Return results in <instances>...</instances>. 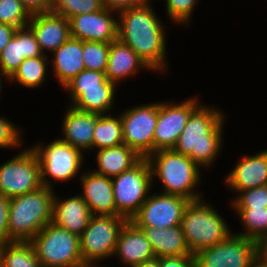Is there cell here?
<instances>
[{
  "label": "cell",
  "instance_id": "5bb4252c",
  "mask_svg": "<svg viewBox=\"0 0 267 267\" xmlns=\"http://www.w3.org/2000/svg\"><path fill=\"white\" fill-rule=\"evenodd\" d=\"M189 202L185 197L153 190L131 221L136 226L158 229L178 226Z\"/></svg>",
  "mask_w": 267,
  "mask_h": 267
},
{
  "label": "cell",
  "instance_id": "7c38bea8",
  "mask_svg": "<svg viewBox=\"0 0 267 267\" xmlns=\"http://www.w3.org/2000/svg\"><path fill=\"white\" fill-rule=\"evenodd\" d=\"M198 95L184 100L162 99L158 101V120L154 132V152L173 149L181 132L187 124L190 114L203 102ZM176 100V101H175Z\"/></svg>",
  "mask_w": 267,
  "mask_h": 267
},
{
  "label": "cell",
  "instance_id": "e0dca14e",
  "mask_svg": "<svg viewBox=\"0 0 267 267\" xmlns=\"http://www.w3.org/2000/svg\"><path fill=\"white\" fill-rule=\"evenodd\" d=\"M80 181V182H79ZM82 196L92 215L117 216L112 178L95 173L85 167L77 181Z\"/></svg>",
  "mask_w": 267,
  "mask_h": 267
},
{
  "label": "cell",
  "instance_id": "8d00e7d4",
  "mask_svg": "<svg viewBox=\"0 0 267 267\" xmlns=\"http://www.w3.org/2000/svg\"><path fill=\"white\" fill-rule=\"evenodd\" d=\"M31 14L20 0H0V23L14 27H26Z\"/></svg>",
  "mask_w": 267,
  "mask_h": 267
},
{
  "label": "cell",
  "instance_id": "9c48e42d",
  "mask_svg": "<svg viewBox=\"0 0 267 267\" xmlns=\"http://www.w3.org/2000/svg\"><path fill=\"white\" fill-rule=\"evenodd\" d=\"M112 184L117 214L131 221L154 190L149 161L143 158L132 169L112 177Z\"/></svg>",
  "mask_w": 267,
  "mask_h": 267
},
{
  "label": "cell",
  "instance_id": "d6a6232c",
  "mask_svg": "<svg viewBox=\"0 0 267 267\" xmlns=\"http://www.w3.org/2000/svg\"><path fill=\"white\" fill-rule=\"evenodd\" d=\"M164 4L165 17L167 24L178 26L181 28H189L193 26V13L198 8L197 5L201 4L202 0H161ZM170 22V23H169ZM192 23V24H191Z\"/></svg>",
  "mask_w": 267,
  "mask_h": 267
},
{
  "label": "cell",
  "instance_id": "44dd1931",
  "mask_svg": "<svg viewBox=\"0 0 267 267\" xmlns=\"http://www.w3.org/2000/svg\"><path fill=\"white\" fill-rule=\"evenodd\" d=\"M66 195L62 196L55 191L52 222L80 236L88 226L92 214L80 194Z\"/></svg>",
  "mask_w": 267,
  "mask_h": 267
},
{
  "label": "cell",
  "instance_id": "bcb514c9",
  "mask_svg": "<svg viewBox=\"0 0 267 267\" xmlns=\"http://www.w3.org/2000/svg\"><path fill=\"white\" fill-rule=\"evenodd\" d=\"M7 83L5 86H7L9 83H8V79L0 73V98L2 100L3 98V93H5L4 91V84Z\"/></svg>",
  "mask_w": 267,
  "mask_h": 267
},
{
  "label": "cell",
  "instance_id": "30bf717a",
  "mask_svg": "<svg viewBox=\"0 0 267 267\" xmlns=\"http://www.w3.org/2000/svg\"><path fill=\"white\" fill-rule=\"evenodd\" d=\"M17 154L0 164V194L8 198L24 195L42 187L40 164L29 145H23ZM14 154V155H13Z\"/></svg>",
  "mask_w": 267,
  "mask_h": 267
},
{
  "label": "cell",
  "instance_id": "d590c367",
  "mask_svg": "<svg viewBox=\"0 0 267 267\" xmlns=\"http://www.w3.org/2000/svg\"><path fill=\"white\" fill-rule=\"evenodd\" d=\"M10 116L0 115V149L11 150L15 152V149L21 148L25 145L24 127L20 128V125L12 122Z\"/></svg>",
  "mask_w": 267,
  "mask_h": 267
},
{
  "label": "cell",
  "instance_id": "4fadbf2b",
  "mask_svg": "<svg viewBox=\"0 0 267 267\" xmlns=\"http://www.w3.org/2000/svg\"><path fill=\"white\" fill-rule=\"evenodd\" d=\"M258 256L255 240L232 232L224 241L194 255L195 267H252Z\"/></svg>",
  "mask_w": 267,
  "mask_h": 267
},
{
  "label": "cell",
  "instance_id": "8fae6325",
  "mask_svg": "<svg viewBox=\"0 0 267 267\" xmlns=\"http://www.w3.org/2000/svg\"><path fill=\"white\" fill-rule=\"evenodd\" d=\"M158 100L120 110L123 143L142 158L154 152V132L158 120Z\"/></svg>",
  "mask_w": 267,
  "mask_h": 267
},
{
  "label": "cell",
  "instance_id": "ab89813d",
  "mask_svg": "<svg viewBox=\"0 0 267 267\" xmlns=\"http://www.w3.org/2000/svg\"><path fill=\"white\" fill-rule=\"evenodd\" d=\"M160 267H195L194 256L160 257Z\"/></svg>",
  "mask_w": 267,
  "mask_h": 267
},
{
  "label": "cell",
  "instance_id": "ac0fdd59",
  "mask_svg": "<svg viewBox=\"0 0 267 267\" xmlns=\"http://www.w3.org/2000/svg\"><path fill=\"white\" fill-rule=\"evenodd\" d=\"M64 108L60 122L61 130L58 131H61V135L57 136L89 157L87 154H92L94 128L98 114L80 111L71 105H66Z\"/></svg>",
  "mask_w": 267,
  "mask_h": 267
},
{
  "label": "cell",
  "instance_id": "277c9868",
  "mask_svg": "<svg viewBox=\"0 0 267 267\" xmlns=\"http://www.w3.org/2000/svg\"><path fill=\"white\" fill-rule=\"evenodd\" d=\"M55 191L42 186L36 191L10 198L8 243L30 242L52 222Z\"/></svg>",
  "mask_w": 267,
  "mask_h": 267
},
{
  "label": "cell",
  "instance_id": "f35d334b",
  "mask_svg": "<svg viewBox=\"0 0 267 267\" xmlns=\"http://www.w3.org/2000/svg\"><path fill=\"white\" fill-rule=\"evenodd\" d=\"M10 198L0 194V245L8 243V217Z\"/></svg>",
  "mask_w": 267,
  "mask_h": 267
},
{
  "label": "cell",
  "instance_id": "f1b7e54d",
  "mask_svg": "<svg viewBox=\"0 0 267 267\" xmlns=\"http://www.w3.org/2000/svg\"><path fill=\"white\" fill-rule=\"evenodd\" d=\"M114 113L98 114L94 128L92 155L96 150L123 144L121 117L120 114H116V111Z\"/></svg>",
  "mask_w": 267,
  "mask_h": 267
},
{
  "label": "cell",
  "instance_id": "b9f144b4",
  "mask_svg": "<svg viewBox=\"0 0 267 267\" xmlns=\"http://www.w3.org/2000/svg\"><path fill=\"white\" fill-rule=\"evenodd\" d=\"M150 1L152 0H103V3L107 9L119 12L129 7L148 3ZM155 2H159V1L155 0Z\"/></svg>",
  "mask_w": 267,
  "mask_h": 267
},
{
  "label": "cell",
  "instance_id": "1f68e13d",
  "mask_svg": "<svg viewBox=\"0 0 267 267\" xmlns=\"http://www.w3.org/2000/svg\"><path fill=\"white\" fill-rule=\"evenodd\" d=\"M118 87L116 83L106 78L104 72L84 69L62 88V92L68 95L67 98L69 97L64 104L71 105L83 93V89Z\"/></svg>",
  "mask_w": 267,
  "mask_h": 267
},
{
  "label": "cell",
  "instance_id": "e575fe53",
  "mask_svg": "<svg viewBox=\"0 0 267 267\" xmlns=\"http://www.w3.org/2000/svg\"><path fill=\"white\" fill-rule=\"evenodd\" d=\"M105 8L103 0H53L51 12L70 19Z\"/></svg>",
  "mask_w": 267,
  "mask_h": 267
},
{
  "label": "cell",
  "instance_id": "f546056e",
  "mask_svg": "<svg viewBox=\"0 0 267 267\" xmlns=\"http://www.w3.org/2000/svg\"><path fill=\"white\" fill-rule=\"evenodd\" d=\"M229 211L235 213L238 218L237 223H241V231L233 230V233L258 242L267 234V208H231L230 202L227 204ZM232 209V210H231Z\"/></svg>",
  "mask_w": 267,
  "mask_h": 267
},
{
  "label": "cell",
  "instance_id": "6da1fadb",
  "mask_svg": "<svg viewBox=\"0 0 267 267\" xmlns=\"http://www.w3.org/2000/svg\"><path fill=\"white\" fill-rule=\"evenodd\" d=\"M153 1L118 12V40L131 47L153 75L157 73L164 78L172 67L167 47L170 33Z\"/></svg>",
  "mask_w": 267,
  "mask_h": 267
},
{
  "label": "cell",
  "instance_id": "83f0119b",
  "mask_svg": "<svg viewBox=\"0 0 267 267\" xmlns=\"http://www.w3.org/2000/svg\"><path fill=\"white\" fill-rule=\"evenodd\" d=\"M119 88L83 89V93L71 104L77 110L95 114H109L117 111L116 96ZM116 109V110H115Z\"/></svg>",
  "mask_w": 267,
  "mask_h": 267
},
{
  "label": "cell",
  "instance_id": "d6986e66",
  "mask_svg": "<svg viewBox=\"0 0 267 267\" xmlns=\"http://www.w3.org/2000/svg\"><path fill=\"white\" fill-rule=\"evenodd\" d=\"M34 33L43 55L49 56L70 37V23L53 12L33 14L27 25Z\"/></svg>",
  "mask_w": 267,
  "mask_h": 267
},
{
  "label": "cell",
  "instance_id": "5b68a950",
  "mask_svg": "<svg viewBox=\"0 0 267 267\" xmlns=\"http://www.w3.org/2000/svg\"><path fill=\"white\" fill-rule=\"evenodd\" d=\"M208 199L190 201L184 209L180 226L192 255L224 241L233 232L225 215Z\"/></svg>",
  "mask_w": 267,
  "mask_h": 267
},
{
  "label": "cell",
  "instance_id": "4316f807",
  "mask_svg": "<svg viewBox=\"0 0 267 267\" xmlns=\"http://www.w3.org/2000/svg\"><path fill=\"white\" fill-rule=\"evenodd\" d=\"M49 67V56L25 59L8 82L16 87L38 91L47 86L48 78L51 80Z\"/></svg>",
  "mask_w": 267,
  "mask_h": 267
},
{
  "label": "cell",
  "instance_id": "ffe728a7",
  "mask_svg": "<svg viewBox=\"0 0 267 267\" xmlns=\"http://www.w3.org/2000/svg\"><path fill=\"white\" fill-rule=\"evenodd\" d=\"M116 258L120 267H132L155 258L150 241L132 221H127L120 230L112 260Z\"/></svg>",
  "mask_w": 267,
  "mask_h": 267
},
{
  "label": "cell",
  "instance_id": "60d3db41",
  "mask_svg": "<svg viewBox=\"0 0 267 267\" xmlns=\"http://www.w3.org/2000/svg\"><path fill=\"white\" fill-rule=\"evenodd\" d=\"M31 15L51 12L53 0H20Z\"/></svg>",
  "mask_w": 267,
  "mask_h": 267
},
{
  "label": "cell",
  "instance_id": "484cf974",
  "mask_svg": "<svg viewBox=\"0 0 267 267\" xmlns=\"http://www.w3.org/2000/svg\"><path fill=\"white\" fill-rule=\"evenodd\" d=\"M137 227L150 241L155 257L194 256L186 244L180 225L160 229L149 226Z\"/></svg>",
  "mask_w": 267,
  "mask_h": 267
},
{
  "label": "cell",
  "instance_id": "52a82bcc",
  "mask_svg": "<svg viewBox=\"0 0 267 267\" xmlns=\"http://www.w3.org/2000/svg\"><path fill=\"white\" fill-rule=\"evenodd\" d=\"M127 221L121 215H92L79 236L82 260L87 267H108L103 262L112 260L120 230Z\"/></svg>",
  "mask_w": 267,
  "mask_h": 267
},
{
  "label": "cell",
  "instance_id": "7a4b0ae2",
  "mask_svg": "<svg viewBox=\"0 0 267 267\" xmlns=\"http://www.w3.org/2000/svg\"><path fill=\"white\" fill-rule=\"evenodd\" d=\"M227 117L223 108L201 103L190 114L173 150L189 156L206 173L212 172L217 159L223 156Z\"/></svg>",
  "mask_w": 267,
  "mask_h": 267
},
{
  "label": "cell",
  "instance_id": "f6af8a7d",
  "mask_svg": "<svg viewBox=\"0 0 267 267\" xmlns=\"http://www.w3.org/2000/svg\"><path fill=\"white\" fill-rule=\"evenodd\" d=\"M132 267H160V257H155Z\"/></svg>",
  "mask_w": 267,
  "mask_h": 267
},
{
  "label": "cell",
  "instance_id": "ee69618b",
  "mask_svg": "<svg viewBox=\"0 0 267 267\" xmlns=\"http://www.w3.org/2000/svg\"><path fill=\"white\" fill-rule=\"evenodd\" d=\"M258 256L267 261V234L258 242Z\"/></svg>",
  "mask_w": 267,
  "mask_h": 267
},
{
  "label": "cell",
  "instance_id": "4dcf8cb0",
  "mask_svg": "<svg viewBox=\"0 0 267 267\" xmlns=\"http://www.w3.org/2000/svg\"><path fill=\"white\" fill-rule=\"evenodd\" d=\"M0 267H42L30 242L0 245Z\"/></svg>",
  "mask_w": 267,
  "mask_h": 267
},
{
  "label": "cell",
  "instance_id": "ba28073f",
  "mask_svg": "<svg viewBox=\"0 0 267 267\" xmlns=\"http://www.w3.org/2000/svg\"><path fill=\"white\" fill-rule=\"evenodd\" d=\"M42 267H87L81 256L79 236L53 222L30 241Z\"/></svg>",
  "mask_w": 267,
  "mask_h": 267
},
{
  "label": "cell",
  "instance_id": "cb8c5ba5",
  "mask_svg": "<svg viewBox=\"0 0 267 267\" xmlns=\"http://www.w3.org/2000/svg\"><path fill=\"white\" fill-rule=\"evenodd\" d=\"M46 56L32 30L26 26L18 28L4 50L0 53V73L9 79L25 59Z\"/></svg>",
  "mask_w": 267,
  "mask_h": 267
},
{
  "label": "cell",
  "instance_id": "7dc6e473",
  "mask_svg": "<svg viewBox=\"0 0 267 267\" xmlns=\"http://www.w3.org/2000/svg\"><path fill=\"white\" fill-rule=\"evenodd\" d=\"M252 267H267V261L257 256Z\"/></svg>",
  "mask_w": 267,
  "mask_h": 267
},
{
  "label": "cell",
  "instance_id": "2e32d148",
  "mask_svg": "<svg viewBox=\"0 0 267 267\" xmlns=\"http://www.w3.org/2000/svg\"><path fill=\"white\" fill-rule=\"evenodd\" d=\"M70 35L81 41L111 43L118 39V12L106 7L69 19Z\"/></svg>",
  "mask_w": 267,
  "mask_h": 267
},
{
  "label": "cell",
  "instance_id": "3957f363",
  "mask_svg": "<svg viewBox=\"0 0 267 267\" xmlns=\"http://www.w3.org/2000/svg\"><path fill=\"white\" fill-rule=\"evenodd\" d=\"M146 159L151 167L154 190L163 194L179 195L190 201L206 197L205 189L202 192L201 188L205 171L189 156L173 149H162L151 153ZM156 187H161V190Z\"/></svg>",
  "mask_w": 267,
  "mask_h": 267
},
{
  "label": "cell",
  "instance_id": "9a60e30c",
  "mask_svg": "<svg viewBox=\"0 0 267 267\" xmlns=\"http://www.w3.org/2000/svg\"><path fill=\"white\" fill-rule=\"evenodd\" d=\"M241 155L223 177L224 188L233 193L228 202L240 191L267 185V148Z\"/></svg>",
  "mask_w": 267,
  "mask_h": 267
},
{
  "label": "cell",
  "instance_id": "603a6c76",
  "mask_svg": "<svg viewBox=\"0 0 267 267\" xmlns=\"http://www.w3.org/2000/svg\"><path fill=\"white\" fill-rule=\"evenodd\" d=\"M49 64L51 78L53 77L62 89L85 69L83 41L70 37L49 55Z\"/></svg>",
  "mask_w": 267,
  "mask_h": 267
},
{
  "label": "cell",
  "instance_id": "74e56055",
  "mask_svg": "<svg viewBox=\"0 0 267 267\" xmlns=\"http://www.w3.org/2000/svg\"><path fill=\"white\" fill-rule=\"evenodd\" d=\"M230 204L231 208H267V185L240 191Z\"/></svg>",
  "mask_w": 267,
  "mask_h": 267
},
{
  "label": "cell",
  "instance_id": "7402d4cb",
  "mask_svg": "<svg viewBox=\"0 0 267 267\" xmlns=\"http://www.w3.org/2000/svg\"><path fill=\"white\" fill-rule=\"evenodd\" d=\"M154 73L137 53L128 45L122 43L118 39L111 42L106 78L116 83L122 88L123 83L128 79L132 80L141 72ZM122 83V84H121Z\"/></svg>",
  "mask_w": 267,
  "mask_h": 267
},
{
  "label": "cell",
  "instance_id": "836d02e7",
  "mask_svg": "<svg viewBox=\"0 0 267 267\" xmlns=\"http://www.w3.org/2000/svg\"><path fill=\"white\" fill-rule=\"evenodd\" d=\"M111 43L83 41L85 69L106 72Z\"/></svg>",
  "mask_w": 267,
  "mask_h": 267
},
{
  "label": "cell",
  "instance_id": "d4e9b609",
  "mask_svg": "<svg viewBox=\"0 0 267 267\" xmlns=\"http://www.w3.org/2000/svg\"><path fill=\"white\" fill-rule=\"evenodd\" d=\"M95 166L91 165L95 173L106 177H114L122 172L132 169L143 158L124 143L115 147L96 150ZM95 167V168H94Z\"/></svg>",
  "mask_w": 267,
  "mask_h": 267
},
{
  "label": "cell",
  "instance_id": "8992f818",
  "mask_svg": "<svg viewBox=\"0 0 267 267\" xmlns=\"http://www.w3.org/2000/svg\"><path fill=\"white\" fill-rule=\"evenodd\" d=\"M45 142L38 140L30 147L36 153L40 164L42 186L55 189L57 183H74L87 167V156L78 148L62 141L59 136ZM66 182V183H65Z\"/></svg>",
  "mask_w": 267,
  "mask_h": 267
},
{
  "label": "cell",
  "instance_id": "7bdbcfd3",
  "mask_svg": "<svg viewBox=\"0 0 267 267\" xmlns=\"http://www.w3.org/2000/svg\"><path fill=\"white\" fill-rule=\"evenodd\" d=\"M16 30L17 28L12 25L0 23V53L4 50Z\"/></svg>",
  "mask_w": 267,
  "mask_h": 267
}]
</instances>
